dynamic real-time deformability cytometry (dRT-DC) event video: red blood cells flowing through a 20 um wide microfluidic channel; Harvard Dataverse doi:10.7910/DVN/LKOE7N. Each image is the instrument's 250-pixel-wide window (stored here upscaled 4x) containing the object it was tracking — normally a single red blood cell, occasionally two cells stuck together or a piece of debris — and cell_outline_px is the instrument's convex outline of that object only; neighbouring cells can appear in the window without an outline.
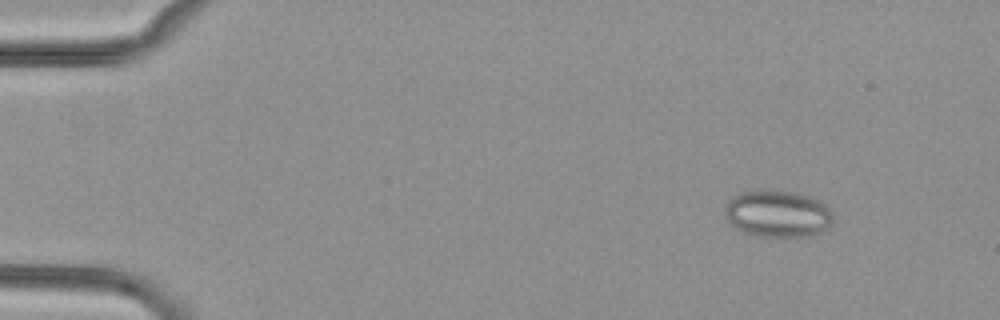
{"species": "common noctule bat (a hibernating species)", "species_latin": "Nyctalus noctula", "temperature_condition": "cold", "stored_images_in_passage": 4, "camera_frame_rate_fps": 3000, "um_per_image_px": 0.085, "animal": {"sex": "female", "body_mass_g": 29.2, "forearm_length_mm": 56.3}, "frame": {"image": 1, "passage_image": 2, "time_ms": 1.0, "image_size_px": [1000, 320], "cell_outline_px": [[832, 224], [828, 228], [820, 232], [808, 236], [760, 236], [740, 232], [728, 224], [724, 216], [724, 204], [732, 196], [740, 192], [756, 188], [764, 188], [796, 192], [820, 200], [832, 212]], "centroid_in_image_um": [66.02, 18.14], "position_along_channel_um": 19.0, "area_um2": 30.52}}